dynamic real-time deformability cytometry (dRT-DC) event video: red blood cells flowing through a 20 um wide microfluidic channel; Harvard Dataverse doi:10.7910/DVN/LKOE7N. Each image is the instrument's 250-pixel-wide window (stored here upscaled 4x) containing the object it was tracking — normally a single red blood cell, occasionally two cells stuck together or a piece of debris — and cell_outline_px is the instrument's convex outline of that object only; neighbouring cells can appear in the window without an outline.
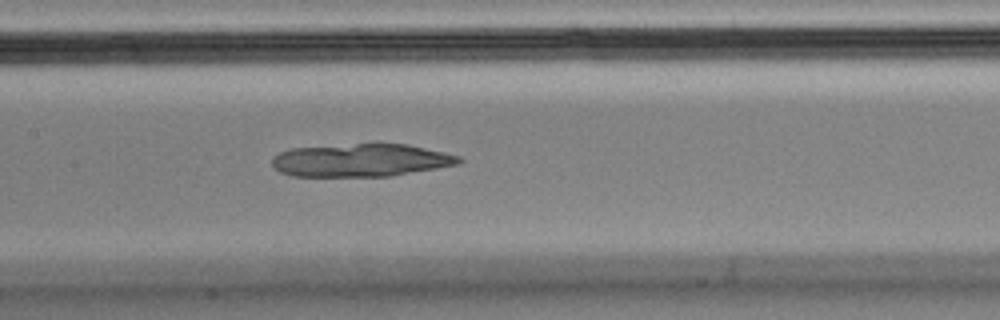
{"species": "Egyptian fruit bat (a non-hibernating species)", "species_latin": "Rousettus aegyptiacus", "temperature_condition": "cold", "stored_images_in_passage": 55, "camera_frame_rate_fps": 3000, "um_per_image_px": 0.085, "animal": {"sex": "male"}, "frame": {"image": 1, "passage_image": 26, "time_ms": 8.333, "image_size_px": [1000, 320], "cell_outline_px": [[464, 160], [460, 164], [392, 176], [292, 176], [280, 172], [272, 164], [272, 156], [280, 152], [292, 148], [376, 140], [408, 144], [444, 152], [460, 156]], "centroid_in_image_um": [30.71, 13.57], "position_along_channel_um": 176.7, "area_um2": 37.17}}
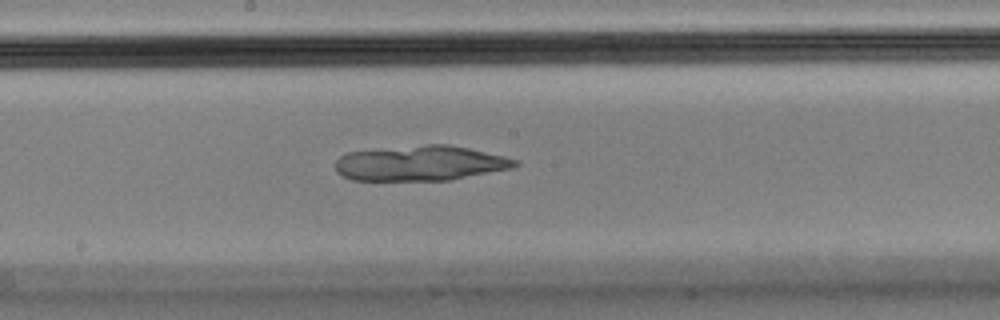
{"frame": {"image": 2, "passage_image": 29, "time_ms": 9.333, "image_size_px": [1000, 320], "cell_outline_px": [[520, 164], [512, 168], [448, 180], [352, 180], [336, 172], [336, 160], [340, 156], [348, 152], [424, 144], [448, 144], [468, 148], [504, 156], [520, 160]], "centroid_in_image_um": [35.75, 13.87], "position_along_channel_um": 212.5, "area_um2": 36.65}}
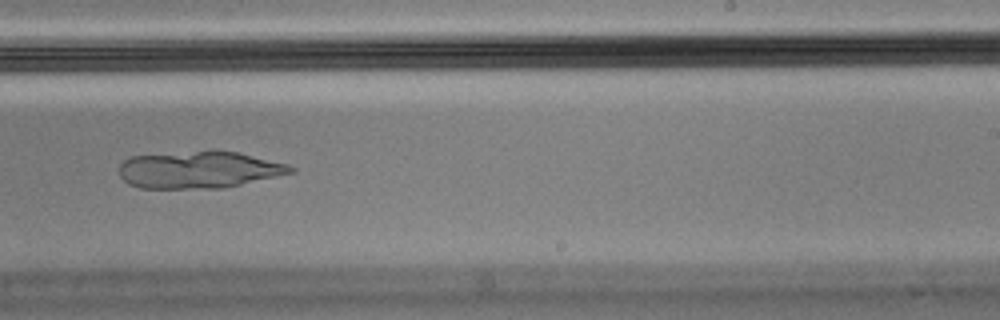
{"frame": {"image": 3, "passage_image": 34, "time_ms": 11.0, "image_size_px": [1000, 320], "cell_outline_px": [[296, 172], [224, 188], [140, 188], [128, 184], [120, 176], [120, 164], [124, 160], [132, 156], [196, 152], [236, 152], [288, 164], [296, 168]], "centroid_in_image_um": [16.93, 14.46], "position_along_channel_um": 272.1, "area_um2": 36.36}}